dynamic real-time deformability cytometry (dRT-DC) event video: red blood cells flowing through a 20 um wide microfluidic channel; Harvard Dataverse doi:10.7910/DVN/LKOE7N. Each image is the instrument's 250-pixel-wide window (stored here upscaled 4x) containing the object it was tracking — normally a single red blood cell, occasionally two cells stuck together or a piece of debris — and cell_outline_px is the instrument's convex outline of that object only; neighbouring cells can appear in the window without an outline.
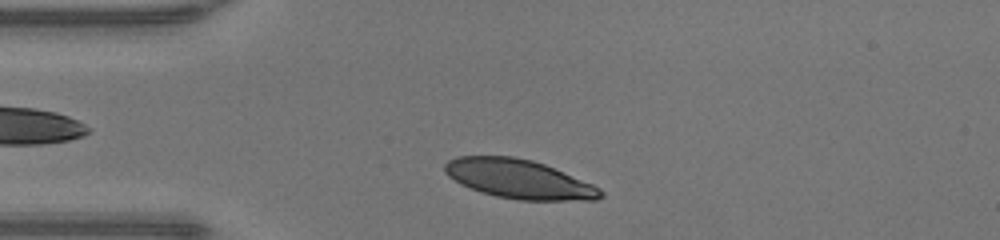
{"species": "human", "species_latin": "Homo sapiens", "temperature_condition": "warm", "stored_images_in_passage": 34, "camera_frame_rate_fps": 3000, "um_per_image_px": 0.085, "donor": {"sex": "male"}, "frame": {"image": 1, "passage_image": 3, "time_ms": 0.667, "image_size_px": [1000, 240], "cell_outline_px": [[604, 196], [596, 200], [520, 200], [496, 196], [480, 192], [460, 184], [448, 176], [444, 172], [444, 164], [448, 160], [456, 156], [512, 156], [532, 160], [544, 164], [592, 184], [600, 188], [604, 192]], "centroid_in_image_um": [44.08, 15.22], "position_along_channel_um": 40.9, "area_um2": 35.43}}
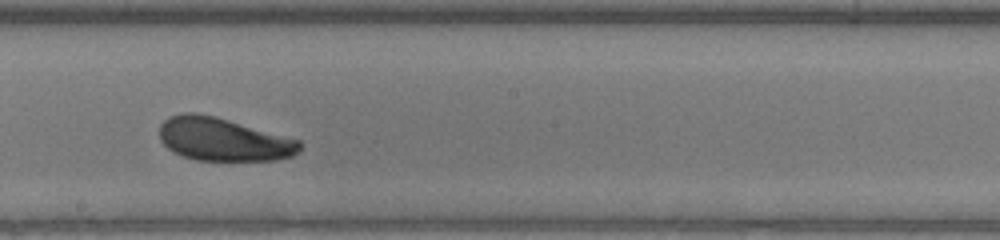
{"frame": {"image": 2, "passage_image": 18, "time_ms": 5.667, "image_size_px": [1000, 240], "cell_outline_px": [[300, 152], [292, 156], [276, 160], [196, 160], [184, 156], [168, 148], [160, 140], [160, 124], [168, 116], [184, 112], [196, 112], [228, 120], [300, 140]], "centroid_in_image_um": [18.96, 11.84], "position_along_channel_um": 229.2, "area_um2": 34.97}}
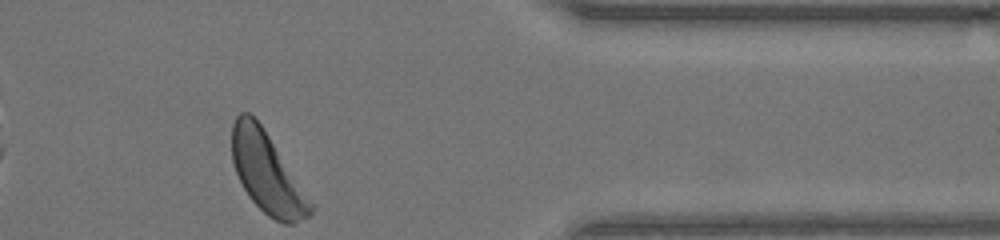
{"frame": {"image": 3, "passage_image": 31, "time_ms": 10.0, "image_size_px": [1000, 240], "cell_outline_px": [[316, 208], [308, 216], [292, 224], [284, 224], [268, 216], [248, 196], [236, 172], [232, 160], [232, 124], [236, 116], [240, 112], [248, 112], [260, 124]], "centroid_in_image_um": [22.68, 14.72], "position_along_channel_um": 388.7, "area_um2": 35.95}, "authors_computed_cell_mechanics": {"area_um2": 35.9805, "velocity_mm_per_s": 4.2435, "shape_relaxation_time_tau1_ms": 1.7755, "shape_relaxation_time_tau2_ms": null, "deformation_change_tau1": 0.0972, "deformation_change_tau2": null}}